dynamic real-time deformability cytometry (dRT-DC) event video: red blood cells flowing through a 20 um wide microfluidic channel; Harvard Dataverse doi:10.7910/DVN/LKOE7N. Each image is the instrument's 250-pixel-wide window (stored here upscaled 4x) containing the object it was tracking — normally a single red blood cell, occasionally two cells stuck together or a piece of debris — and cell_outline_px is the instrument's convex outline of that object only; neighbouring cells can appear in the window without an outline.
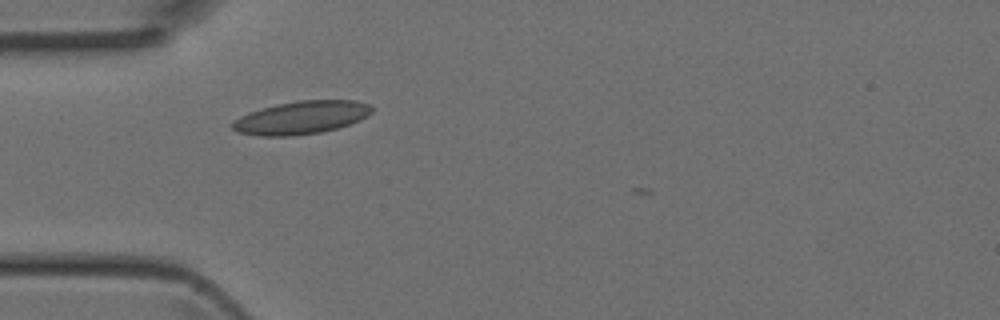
{"species": "Egyptian fruit bat (a non-hibernating species)", "species_latin": "Rousettus aegyptiacus", "temperature_condition": "room temperature", "stored_images_in_passage": 1, "camera_frame_rate_fps": 3000, "um_per_image_px": 0.085, "animal": {"sex": "female"}, "frame": {"image": 1, "passage_image": 1, "time_ms": 0.0, "image_size_px": [1000, 320], "cell_outline_px": [[372, 112], [360, 120], [336, 128], [320, 132], [292, 136], [260, 136], [236, 132], [232, 128], [232, 120], [248, 112], [260, 108], [276, 104], [300, 100], [356, 100], [368, 104], [372, 108]], "centroid_in_image_um": [25.56, 9.99], "position_along_channel_um": 59.4, "area_um2": 26.88}}